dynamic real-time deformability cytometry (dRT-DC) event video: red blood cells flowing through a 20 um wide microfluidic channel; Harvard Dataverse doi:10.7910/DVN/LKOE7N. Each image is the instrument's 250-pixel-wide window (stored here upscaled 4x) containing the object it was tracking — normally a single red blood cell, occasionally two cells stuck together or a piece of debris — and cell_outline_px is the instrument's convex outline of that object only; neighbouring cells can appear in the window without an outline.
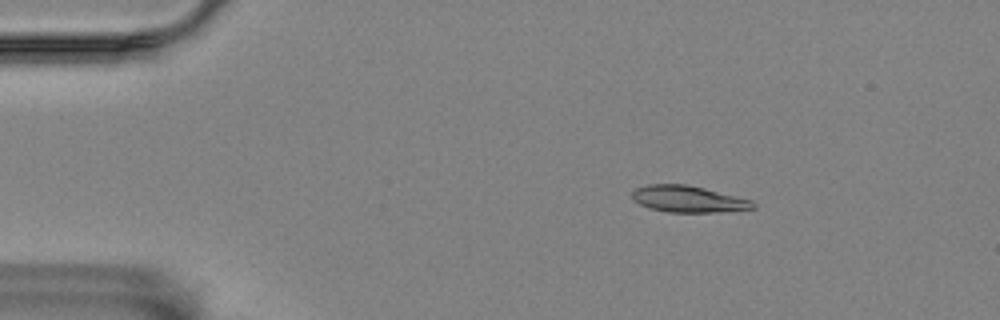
{"species": "Egyptian fruit bat (a non-hibernating species)", "species_latin": "Rousettus aegyptiacus", "temperature_condition": "room temperature", "stored_images_in_passage": 49, "camera_frame_rate_fps": 3000, "um_per_image_px": 0.085, "animal": {"sex": "female"}, "frame": {"image": 1, "passage_image": 1, "time_ms": 0.0, "image_size_px": [1000, 320], "cell_outline_px": [[756, 208], [716, 212], [668, 212], [648, 208], [632, 200], [632, 192], [636, 188], [648, 184], [688, 184], [752, 200], [756, 204]], "centroid_in_image_um": [58.48, 16.92], "position_along_channel_um": 26.5, "area_um2": 18.73}}
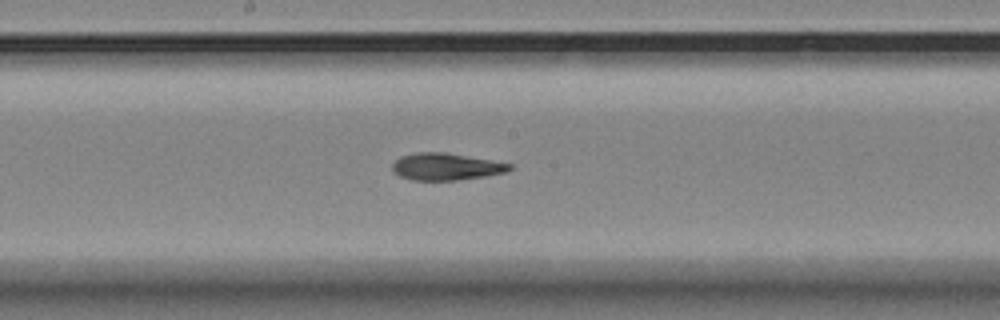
{"frame": {"image": 2, "passage_image": 22, "time_ms": 7.0, "image_size_px": [1000, 320], "cell_outline_px": [[512, 168], [508, 172], [460, 180], [412, 180], [400, 176], [392, 172], [392, 164], [400, 156], [416, 152], [444, 152], [512, 164]], "centroid_in_image_um": [37.88, 14.17], "position_along_channel_um": 210.3, "area_um2": 18.44}}
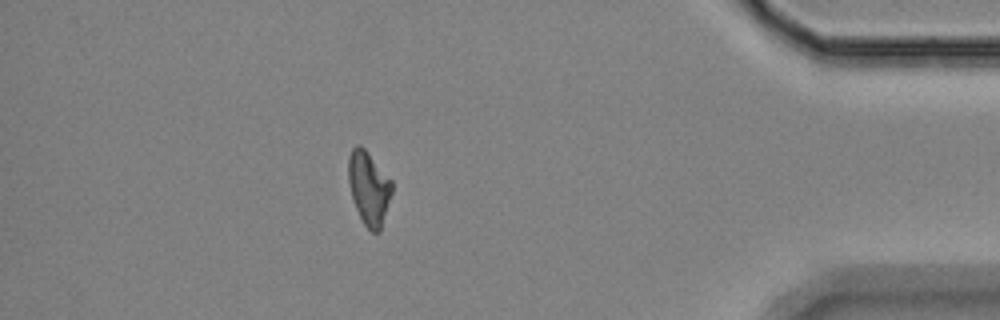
{"frame": {"image": 3, "passage_image": 42, "time_ms": 13.667, "image_size_px": [1000, 320], "cell_outline_px": [[392, 192], [380, 232], [372, 232], [364, 224], [356, 208], [352, 196], [348, 180], [348, 156], [352, 148], [356, 144], [360, 144], [364, 148], [392, 180]], "centroid_in_image_um": [31.35, 15.96], "position_along_channel_um": 403.9, "area_um2": 18.55}, "authors_computed_cell_mechanics": {"area_um2": 19.0162, "velocity_mm_per_s": 3.5229, "shape_relaxation_time_tau1_ms": 4.2061, "shape_relaxation_time_tau2_ms": 3.5198, "deformation_change_tau1": 0.1391, "deformation_change_tau2": 0.0997}}